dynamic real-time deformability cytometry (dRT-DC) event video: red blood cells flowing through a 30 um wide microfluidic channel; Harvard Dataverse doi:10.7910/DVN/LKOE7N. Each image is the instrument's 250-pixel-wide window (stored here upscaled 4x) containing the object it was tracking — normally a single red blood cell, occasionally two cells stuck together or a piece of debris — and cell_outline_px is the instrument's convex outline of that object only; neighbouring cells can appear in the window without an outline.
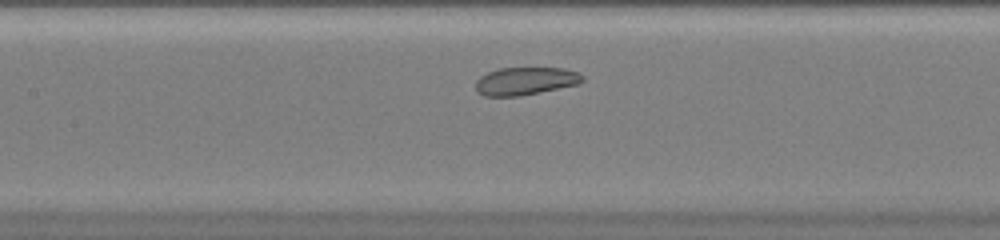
{"species": "common noctule bat (a hibernating species)", "species_latin": "Nyctalus noctula", "temperature_condition": "warm", "stored_images_in_passage": 30, "camera_frame_rate_fps": 3000, "um_per_image_px": 0.085, "animal": {"sex": "female", "body_mass_g": 20.0, "forearm_length_mm": 54.0}, "frame": {"image": 1, "passage_image": 11, "time_ms": 3.333, "image_size_px": [1000, 240], "cell_outline_px": [[584, 80], [580, 84], [520, 96], [484, 96], [476, 92], [476, 80], [480, 76], [488, 72], [500, 68], [564, 68], [580, 72], [584, 76]], "centroid_in_image_um": [44.69, 6.89], "position_along_channel_um": 162.7, "area_um2": 17.51}}
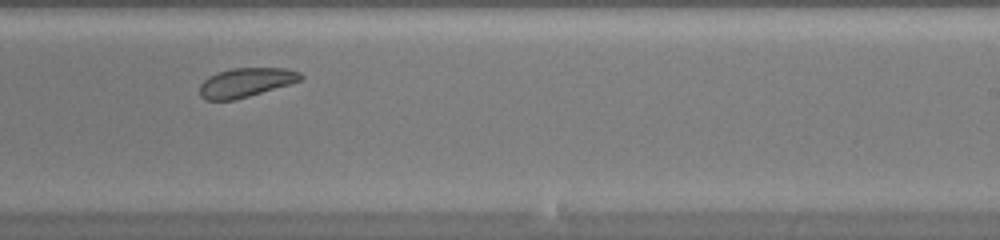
{"frame": {"image": 2, "passage_image": 19, "time_ms": 6.0, "image_size_px": [1000, 240], "cell_outline_px": [[304, 76], [300, 80], [288, 84], [236, 100], [204, 100], [200, 96], [200, 84], [208, 76], [216, 72], [232, 68], [284, 68], [300, 72]], "centroid_in_image_um": [20.85, 7.01], "position_along_channel_um": 268.2, "area_um2": 17.11}}
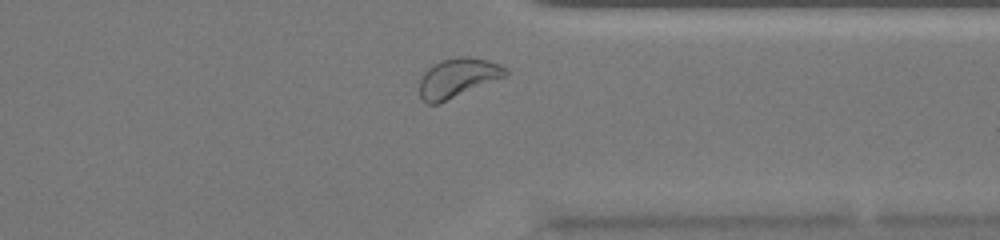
{"frame": {"image": 3, "passage_image": 27, "time_ms": 8.667, "image_size_px": [1000, 240], "cell_outline_px": [[508, 76], [436, 104], [428, 104], [420, 96], [420, 80], [424, 72], [428, 68], [440, 60], [460, 56], [468, 56], [488, 60], [500, 64], [508, 68]], "centroid_in_image_um": [38.95, 6.59], "position_along_channel_um": 372.5, "area_um2": 19.65}, "authors_computed_cell_mechanics": {"area_um2": 17.8891, "velocity_mm_per_s": 3.9587, "shape_relaxation_time_tau1_ms": null, "shape_relaxation_time_tau2_ms": 1.4769, "deformation_change_tau1": null, "deformation_change_tau2": 0.0727}}